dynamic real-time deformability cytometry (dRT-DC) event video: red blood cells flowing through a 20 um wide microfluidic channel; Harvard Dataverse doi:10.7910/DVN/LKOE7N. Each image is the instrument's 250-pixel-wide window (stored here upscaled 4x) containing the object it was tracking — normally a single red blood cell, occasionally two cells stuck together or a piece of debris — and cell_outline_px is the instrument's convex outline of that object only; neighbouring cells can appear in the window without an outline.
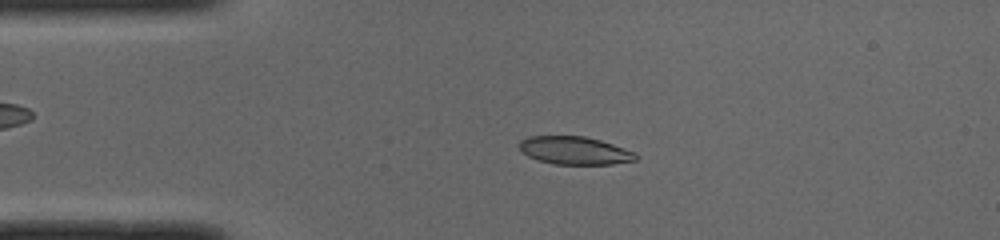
{"species": "common noctule bat (a hibernating species)", "species_latin": "Nyctalus noctula", "temperature_condition": "cold", "stored_images_in_passage": 47, "camera_frame_rate_fps": 3000, "um_per_image_px": 0.085, "animal": {"sex": "male", "body_mass_g": 19.0, "forearm_length_mm": 50.8}, "frame": {"image": 1, "passage_image": 8, "time_ms": 2.333, "image_size_px": [1000, 240], "cell_outline_px": [[636, 160], [612, 164], [552, 164], [528, 156], [520, 148], [520, 140], [528, 136], [584, 136], [600, 140], [612, 144], [632, 152], [636, 156]], "centroid_in_image_um": [48.81, 12.79], "position_along_channel_um": 36.2, "area_um2": 18.61}}
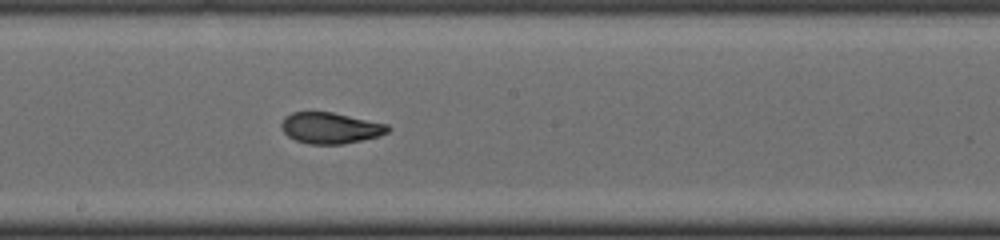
{"frame": {"image": 2, "passage_image": 24, "time_ms": 7.667, "image_size_px": [1000, 240], "cell_outline_px": [[392, 128], [388, 132], [380, 136], [344, 144], [308, 144], [296, 140], [288, 136], [284, 132], [280, 124], [284, 116], [292, 112], [332, 112], [388, 124]], "centroid_in_image_um": [28.09, 10.88], "position_along_channel_um": 220.1, "area_um2": 19.42}}
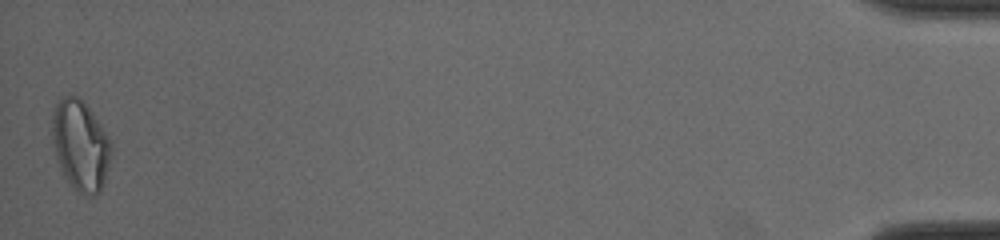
{"frame": {"image": 3, "passage_image": 47, "time_ms": 15.333, "image_size_px": [1000, 240], "cell_outline_px": [[112, 148], [104, 180], [100, 192], [96, 196], [84, 196], [68, 180], [56, 156], [52, 136], [52, 116], [56, 104], [64, 96], [76, 96], [92, 112], [108, 136], [112, 144]], "centroid_in_image_um": [6.85, 12.36], "position_along_channel_um": 428.3, "area_um2": 30.29}, "authors_computed_cell_mechanics": {"area_um2": 19.7098, "velocity_mm_per_s": 3.9897, "shape_relaxation_time_tau1_ms": 4.3588, "shape_relaxation_time_tau2_ms": 1.2443, "deformation_change_tau1": 0.1907, "deformation_change_tau2": 0.0757}}